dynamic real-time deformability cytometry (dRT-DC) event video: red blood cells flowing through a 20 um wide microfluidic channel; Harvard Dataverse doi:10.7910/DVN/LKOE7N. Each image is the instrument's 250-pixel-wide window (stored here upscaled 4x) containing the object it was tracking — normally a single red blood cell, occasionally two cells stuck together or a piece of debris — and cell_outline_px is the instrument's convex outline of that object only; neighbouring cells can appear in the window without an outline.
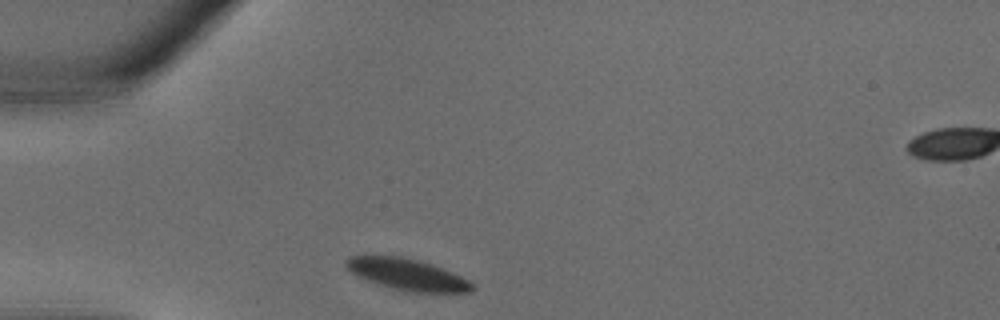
{"species": "common noctule bat (a hibernating species)", "species_latin": "Nyctalus noctula", "temperature_condition": "warm", "stored_images_in_passage": 22, "camera_frame_rate_fps": 3000, "um_per_image_px": 0.085, "animal": {"sex": "male", "body_mass_g": 18.8}, "frame": {"image": 1, "passage_image": 1, "time_ms": 0.0, "image_size_px": [1000, 320], "cell_outline_px": [[476, 288], [472, 292], [412, 292], [380, 284], [368, 280], [352, 272], [344, 264], [344, 260], [352, 256], [400, 256], [416, 260], [440, 268], [460, 276], [468, 280]], "centroid_in_image_um": [34.63, 23.33], "position_along_channel_um": 50.4, "area_um2": 22.31}}
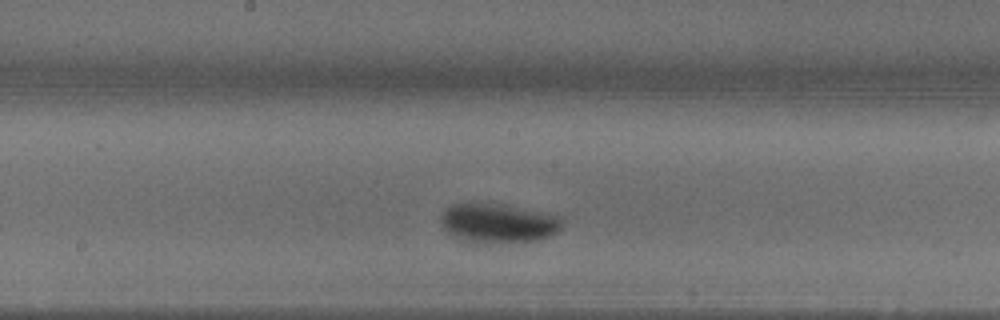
{"frame": {"image": 2, "passage_image": 10, "time_ms": 3.0, "image_size_px": [1000, 320], "cell_outline_px": [[560, 228], [552, 236], [536, 240], [472, 244], [456, 240], [444, 228], [440, 220], [440, 216], [452, 204], [504, 204], [560, 216]], "centroid_in_image_um": [42.29, 19.0], "position_along_channel_um": 205.9, "area_um2": 27.74}}
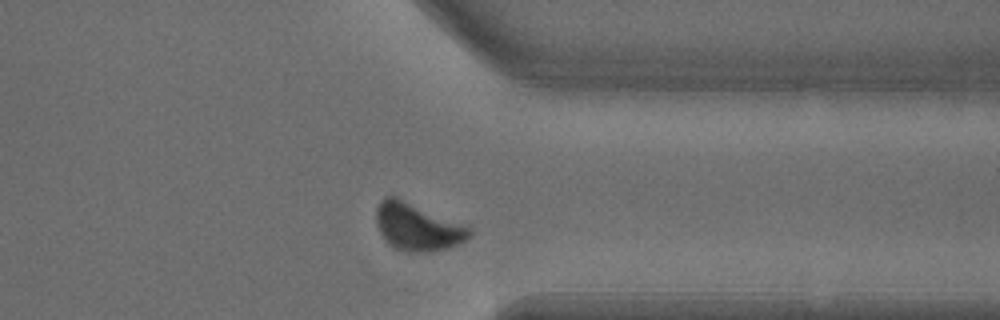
{"frame": {"image": 3, "passage_image": 19, "time_ms": 6.0, "image_size_px": [1000, 320], "cell_outline_px": [[472, 232], [464, 240], [456, 244], [444, 248], [428, 252], [408, 252], [392, 248], [384, 240], [376, 224], [376, 208], [380, 200], [388, 196], [396, 196], [472, 228]], "centroid_in_image_um": [35.42, 19.28], "position_along_channel_um": 376.0, "area_um2": 25.61}}